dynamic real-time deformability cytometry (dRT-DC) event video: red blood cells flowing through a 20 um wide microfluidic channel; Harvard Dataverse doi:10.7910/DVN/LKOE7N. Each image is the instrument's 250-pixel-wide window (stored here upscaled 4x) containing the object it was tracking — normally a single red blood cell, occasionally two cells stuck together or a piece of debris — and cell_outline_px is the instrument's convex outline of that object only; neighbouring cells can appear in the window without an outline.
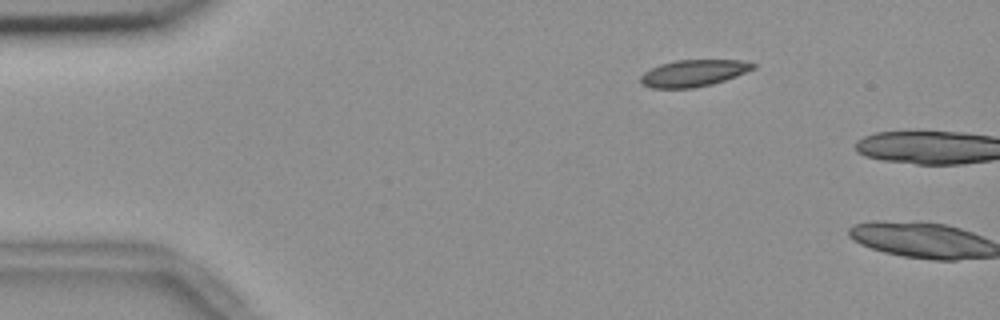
{"species": "common noctule bat (a hibernating species)", "species_latin": "Nyctalus noctula", "temperature_condition": "room temperature", "stored_images_in_passage": 2, "camera_frame_rate_fps": 3000, "um_per_image_px": 0.085, "animal": {"sex": "female", "body_mass_g": 18.4}, "frame": {"image": 1, "passage_image": 1, "time_ms": 0.0, "image_size_px": [1000, 320], "cell_outline_px": [[756, 68], [736, 76], [712, 84], [692, 88], [652, 88], [640, 84], [640, 76], [644, 72], [660, 64], [676, 60], [740, 60], [756, 64]], "centroid_in_image_um": [58.93, 6.22], "position_along_channel_um": 26.1, "area_um2": 17.51}}